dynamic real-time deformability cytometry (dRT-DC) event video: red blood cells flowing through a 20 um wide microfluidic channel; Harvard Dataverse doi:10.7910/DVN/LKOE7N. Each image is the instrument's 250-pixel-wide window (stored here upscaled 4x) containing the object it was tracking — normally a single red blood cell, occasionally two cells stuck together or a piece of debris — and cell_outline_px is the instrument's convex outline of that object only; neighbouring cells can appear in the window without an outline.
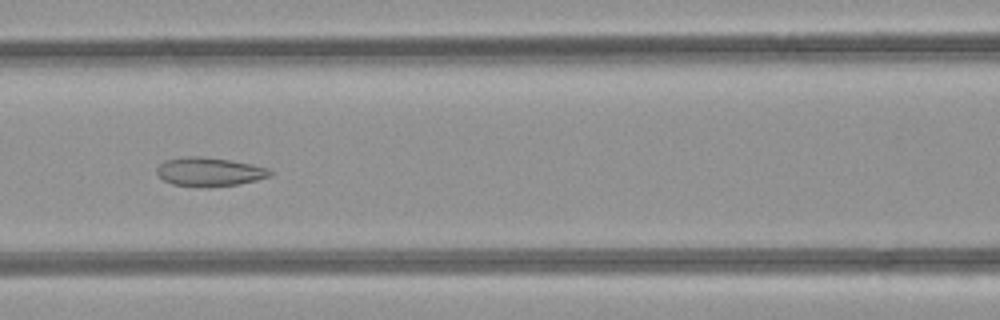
{"species": "common noctule bat (a hibernating species)", "species_latin": "Nyctalus noctula", "temperature_condition": "room temperature", "stored_images_in_passage": 40, "camera_frame_rate_fps": 3000, "um_per_image_px": 0.085, "animal": {"sex": "female", "body_mass_g": 21.9}, "frame": {"image": 1, "passage_image": 12, "time_ms": 3.667, "image_size_px": [1000, 320], "cell_outline_px": [[272, 176], [240, 184], [172, 184], [164, 180], [156, 172], [156, 168], [164, 160], [188, 156], [196, 156], [228, 160], [252, 164], [268, 168], [272, 172]], "centroid_in_image_um": [17.82, 14.56], "position_along_channel_um": 148.8, "area_um2": 18.09}}
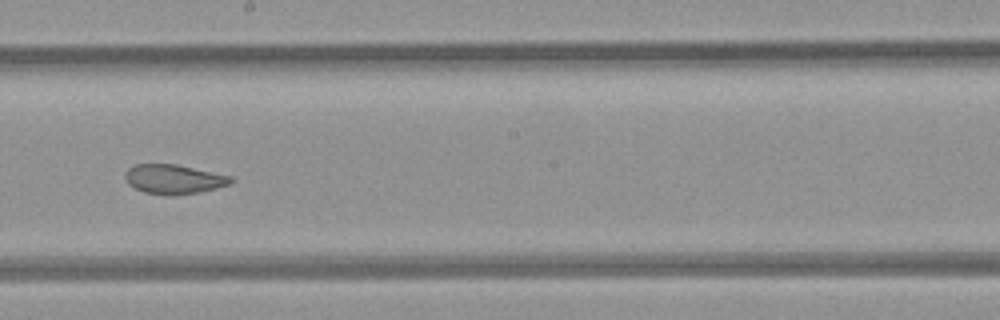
{"frame": {"image": 2, "passage_image": 18, "time_ms": 5.667, "image_size_px": [1000, 320], "cell_outline_px": [[236, 180], [232, 184], [200, 192], [144, 192], [128, 184], [124, 176], [124, 172], [128, 168], [136, 164], [176, 164], [232, 176]], "centroid_in_image_um": [14.81, 15.18], "position_along_channel_um": 233.4, "area_um2": 17.51}}
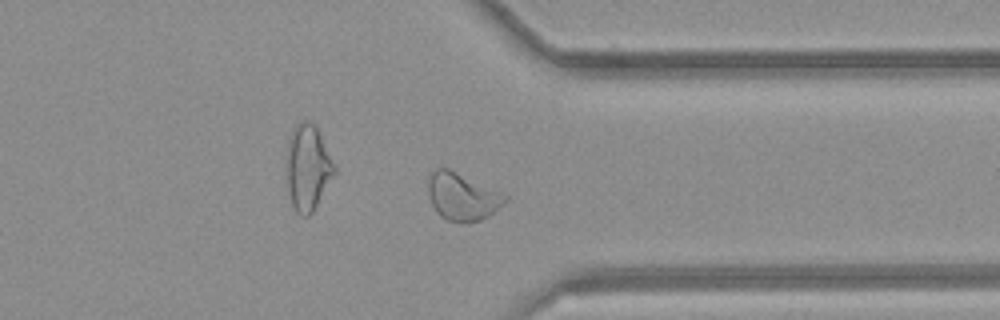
{"frame": {"image": 3, "passage_image": 28, "time_ms": 9.0, "image_size_px": [1000, 320], "cell_outline_px": [[508, 200], [488, 216], [480, 220], [468, 224], [448, 220], [440, 216], [436, 212], [432, 204], [428, 192], [428, 180], [432, 172], [436, 168], [448, 168], [500, 192], [508, 196]], "centroid_in_image_um": [39.28, 16.73], "position_along_channel_um": 372.1, "area_um2": 21.1}}